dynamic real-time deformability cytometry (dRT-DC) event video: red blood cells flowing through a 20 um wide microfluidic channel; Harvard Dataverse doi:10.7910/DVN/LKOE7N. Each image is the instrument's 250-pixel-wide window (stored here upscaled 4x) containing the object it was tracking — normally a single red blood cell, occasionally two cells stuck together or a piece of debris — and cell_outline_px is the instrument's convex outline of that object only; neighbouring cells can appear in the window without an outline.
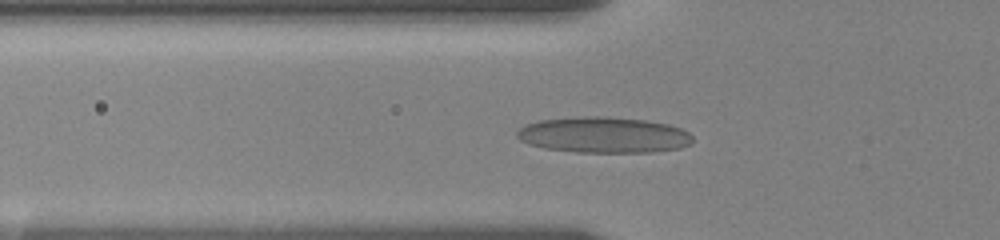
{"species": "human", "species_latin": "Homo sapiens", "temperature_condition": "room temperature", "stored_images_in_passage": 9, "camera_frame_rate_fps": 3000, "um_per_image_px": 0.085, "donor": {"sex": "female"}, "frame": {"image": 1, "passage_image": 7, "time_ms": 6.333, "image_size_px": [1000, 240], "cell_outline_px": [[692, 140], [688, 144], [680, 148], [652, 152], [576, 152], [544, 148], [528, 144], [520, 140], [516, 136], [516, 132], [524, 124], [540, 120], [584, 116], [600, 116], [644, 120], [668, 124], [680, 128], [688, 132], [692, 136]], "centroid_in_image_um": [51.27, 11.47], "position_along_channel_um": 74.5, "area_um2": 36.7}}
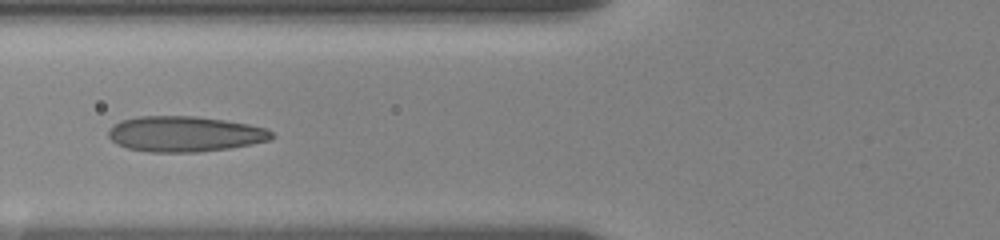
{"frame": {"image": 2, "passage_image": 8, "time_ms": 7.333, "image_size_px": [1000, 240], "cell_outline_px": [[276, 136], [268, 140], [252, 144], [228, 148], [196, 152], [148, 152], [128, 148], [116, 144], [108, 136], [108, 132], [112, 124], [120, 120], [140, 116], [196, 116], [224, 120], [248, 124], [264, 128], [272, 132]], "centroid_in_image_um": [15.67, 11.38], "position_along_channel_um": 110.1, "area_um2": 33.81}}